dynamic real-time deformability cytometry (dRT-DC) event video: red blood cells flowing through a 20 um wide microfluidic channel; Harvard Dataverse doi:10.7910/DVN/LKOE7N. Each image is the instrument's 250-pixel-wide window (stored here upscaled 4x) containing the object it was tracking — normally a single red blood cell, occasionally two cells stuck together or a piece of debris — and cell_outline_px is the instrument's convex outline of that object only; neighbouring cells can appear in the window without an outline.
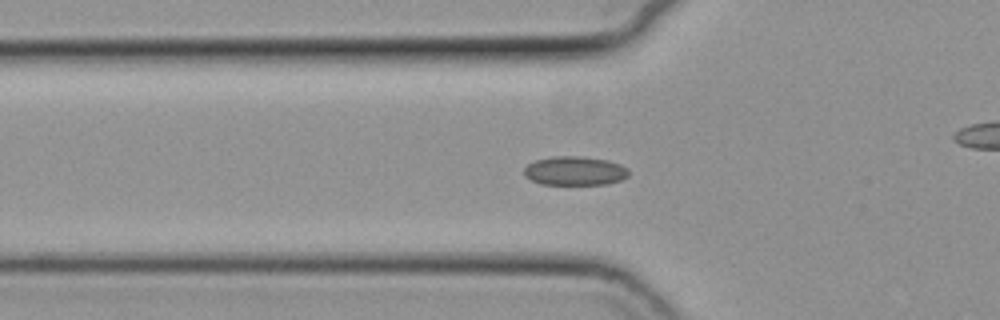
{"species": "common noctule bat (a hibernating species)", "species_latin": "Nyctalus noctula", "temperature_condition": "cold", "stored_images_in_passage": 59, "camera_frame_rate_fps": 3000, "um_per_image_px": 0.085, "animal": {"sex": "female", "body_mass_g": 19.3, "forearm_length_mm": 54.1}, "frame": {"image": 1, "passage_image": 21, "time_ms": 6.667, "image_size_px": [1000, 320], "cell_outline_px": [[628, 176], [620, 180], [604, 184], [540, 184], [524, 176], [524, 168], [528, 164], [536, 160], [552, 156], [580, 156], [608, 160], [620, 164], [628, 168]], "centroid_in_image_um": [48.85, 14.51], "position_along_channel_um": 77.0, "area_um2": 17.63}}
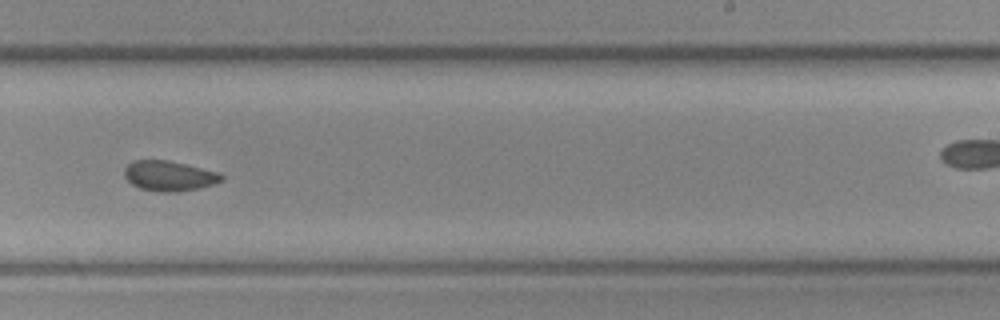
{"frame": {"image": 2, "passage_image": 37, "time_ms": 12.0, "image_size_px": [1000, 320], "cell_outline_px": [[224, 180], [212, 184], [196, 188], [176, 192], [160, 192], [140, 188], [132, 184], [124, 176], [124, 168], [132, 160], [168, 160], [220, 172], [224, 176]], "centroid_in_image_um": [14.37, 14.94], "position_along_channel_um": 274.6, "area_um2": 17.05}}
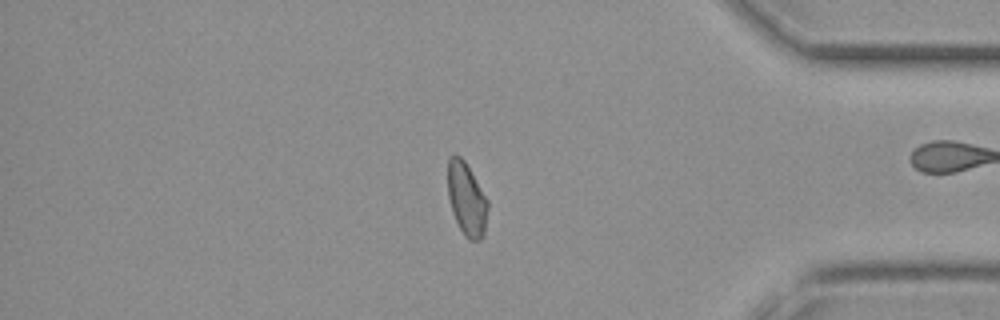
{"frame": {"image": 3, "passage_image": 49, "time_ms": 16.0, "image_size_px": [1000, 320], "cell_outline_px": [[488, 208], [484, 236], [480, 240], [468, 240], [464, 236], [452, 212], [448, 196], [448, 156], [456, 152], [464, 160], [488, 200]], "centroid_in_image_um": [39.66, 16.92], "position_along_channel_um": 395.5, "area_um2": 17.17}}